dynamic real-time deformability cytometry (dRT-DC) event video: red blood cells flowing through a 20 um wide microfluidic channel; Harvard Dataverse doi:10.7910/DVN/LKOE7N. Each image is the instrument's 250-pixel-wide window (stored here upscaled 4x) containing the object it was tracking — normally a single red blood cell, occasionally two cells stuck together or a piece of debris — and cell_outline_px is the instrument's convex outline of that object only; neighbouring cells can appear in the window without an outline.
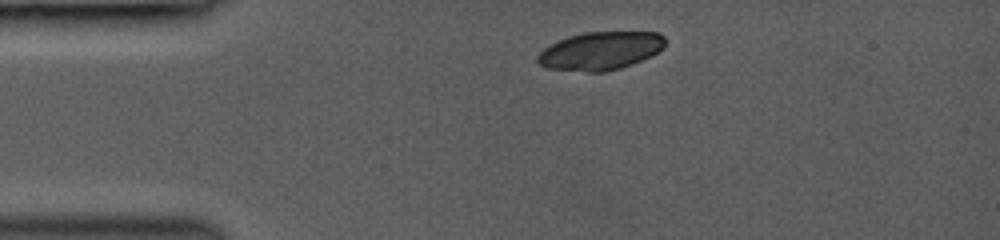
{"species": "common noctule bat (a hibernating species)", "species_latin": "Nyctalus noctula", "temperature_condition": "room temperature", "stored_images_in_passage": 36, "camera_frame_rate_fps": 3000, "um_per_image_px": 0.085, "animal": {"sex": "female", "body_mass_g": 19.0, "forearm_length_mm": 53.3}, "frame": {"image": 1, "passage_image": 1, "time_ms": 0.0, "image_size_px": [1000, 240], "cell_outline_px": [[664, 48], [652, 56], [620, 68], [604, 72], [588, 72], [548, 68], [540, 64], [536, 60], [536, 56], [548, 44], [568, 36], [584, 32], [660, 32], [664, 36]], "centroid_in_image_um": [51.03, 4.31], "position_along_channel_um": 34.0, "area_um2": 28.5}}